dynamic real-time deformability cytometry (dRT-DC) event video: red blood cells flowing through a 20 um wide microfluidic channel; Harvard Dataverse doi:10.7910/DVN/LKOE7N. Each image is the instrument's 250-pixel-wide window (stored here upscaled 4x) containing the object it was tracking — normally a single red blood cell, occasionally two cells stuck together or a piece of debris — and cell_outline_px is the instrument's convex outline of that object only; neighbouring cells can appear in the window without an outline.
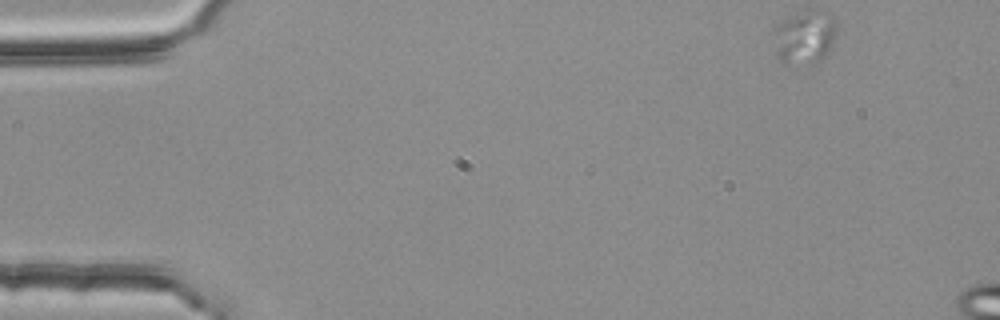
{"species": "common noctule bat (a hibernating species)", "species_latin": "Nyctalus noctula", "temperature_condition": "room temperature", "stored_images_in_passage": 10, "camera_frame_rate_fps": 3000, "um_per_image_px": 0.085, "animal": {"sex": "female", "body_mass_g": 25.1}, "frame": {"image": 1, "passage_image": 1, "time_ms": 0.0, "image_size_px": [1000, 320], "cell_outline_px": [[836, 36], [828, 52], [820, 60], [788, 64], [780, 64], [776, 52], [776, 24], [792, 16], [824, 12], [832, 16], [836, 20]], "centroid_in_image_um": [68.42, 3.21], "position_along_channel_um": 16.6, "area_um2": 18.61}}